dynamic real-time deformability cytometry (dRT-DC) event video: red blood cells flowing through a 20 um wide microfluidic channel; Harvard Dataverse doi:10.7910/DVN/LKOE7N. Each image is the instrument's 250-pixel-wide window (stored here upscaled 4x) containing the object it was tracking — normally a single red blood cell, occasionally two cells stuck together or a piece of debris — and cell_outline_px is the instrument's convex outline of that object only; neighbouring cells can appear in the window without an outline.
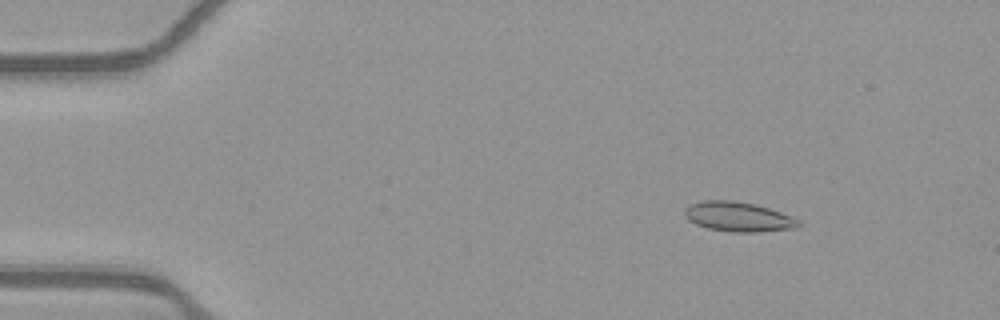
{"species": "common noctule bat (a hibernating species)", "species_latin": "Nyctalus noctula", "temperature_condition": "warm", "stored_images_in_passage": 18, "camera_frame_rate_fps": 3000, "um_per_image_px": 0.085, "animal": {"sex": "female", "body_mass_g": 21.9}, "frame": {"image": 1, "passage_image": 8, "time_ms": 2.333, "image_size_px": [1000, 320], "cell_outline_px": [[800, 224], [796, 228], [756, 232], [732, 232], [708, 228], [696, 224], [688, 220], [684, 216], [684, 208], [692, 204], [704, 200], [732, 200], [756, 204], [780, 212], [800, 220]], "centroid_in_image_um": [62.73, 18.42], "position_along_channel_um": 22.3, "area_um2": 19.65}}